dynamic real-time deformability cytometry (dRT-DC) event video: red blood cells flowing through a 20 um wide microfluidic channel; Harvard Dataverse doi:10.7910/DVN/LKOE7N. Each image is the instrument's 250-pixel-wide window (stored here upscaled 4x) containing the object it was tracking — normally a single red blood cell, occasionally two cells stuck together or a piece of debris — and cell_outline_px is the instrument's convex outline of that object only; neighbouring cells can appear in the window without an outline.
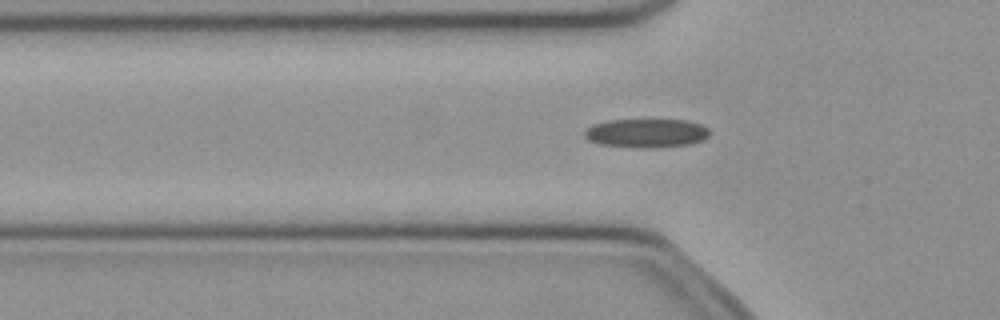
{"species": "common noctule bat (a hibernating species)", "species_latin": "Nyctalus noctula", "temperature_condition": "cold", "stored_images_in_passage": 49, "camera_frame_rate_fps": 3000, "um_per_image_px": 0.085, "animal": {"sex": "female", "body_mass_g": 21.9}, "frame": {"image": 1, "passage_image": 15, "time_ms": 4.667, "image_size_px": [1000, 320], "cell_outline_px": [[712, 132], [704, 140], [688, 144], [648, 148], [600, 144], [588, 140], [584, 136], [584, 132], [592, 124], [608, 120], [688, 120], [700, 124], [708, 128]], "centroid_in_image_um": [54.96, 11.3], "position_along_channel_um": 70.8, "area_um2": 20.92}}
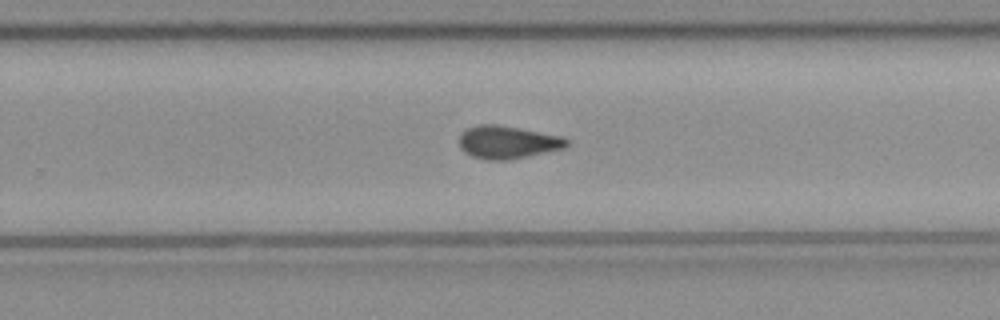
{"frame": {"image": 2, "passage_image": 31, "time_ms": 10.0, "image_size_px": [1000, 320], "cell_outline_px": [[568, 144], [564, 148], [512, 160], [488, 160], [472, 156], [464, 152], [460, 148], [460, 132], [468, 128], [480, 124], [496, 124], [564, 136], [568, 140]], "centroid_in_image_um": [43.15, 12.09], "position_along_channel_um": 286.7, "area_um2": 20.69}}
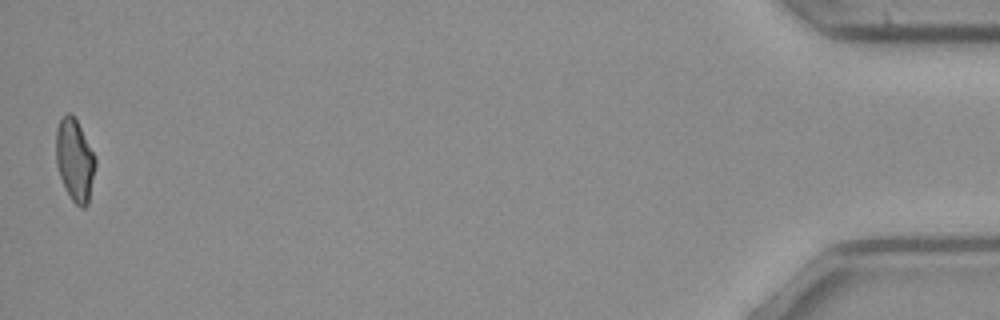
{"frame": {"image": 3, "passage_image": 49, "time_ms": 16.0, "image_size_px": [1000, 320], "cell_outline_px": [[96, 164], [88, 204], [84, 208], [80, 208], [72, 200], [60, 176], [56, 164], [56, 128], [60, 120], [68, 112], [72, 112], [96, 156]], "centroid_in_image_um": [6.36, 13.59], "position_along_channel_um": 428.8, "area_um2": 18.84}, "authors_computed_cell_mechanics": {"area_um2": 20.4034, "velocity_mm_per_s": 4.0247, "shape_relaxation_time_tau1_ms": null, "shape_relaxation_time_tau2_ms": 4.2675, "deformation_change_tau1": null, "deformation_change_tau2": 0.1014}}